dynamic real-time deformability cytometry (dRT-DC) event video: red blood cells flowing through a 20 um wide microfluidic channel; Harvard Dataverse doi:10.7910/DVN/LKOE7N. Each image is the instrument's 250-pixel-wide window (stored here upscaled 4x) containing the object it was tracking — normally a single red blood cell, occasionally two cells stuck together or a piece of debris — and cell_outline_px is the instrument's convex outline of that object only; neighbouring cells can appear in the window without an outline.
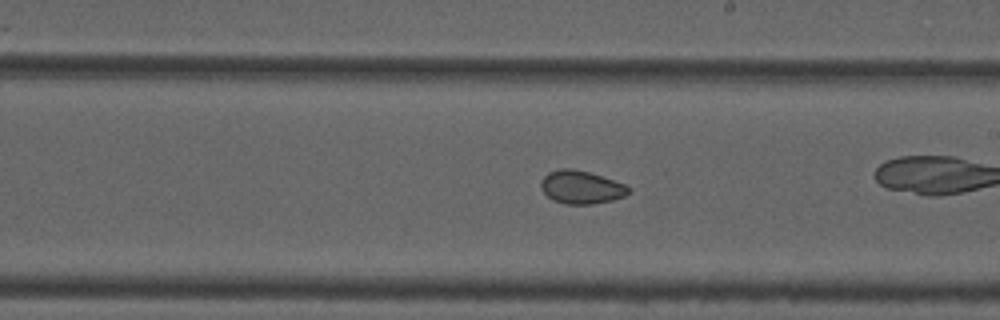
{"species": "common noctule bat (a hibernating species)", "species_latin": "Nyctalus noctula", "temperature_condition": "cold", "stored_images_in_passage": 44, "camera_frame_rate_fps": 3000, "um_per_image_px": 0.085, "animal": {"sex": "male", "forearm_length_mm": 52.5}, "frame": {"image": 1, "passage_image": 32, "time_ms": 10.333, "image_size_px": [1000, 320], "cell_outline_px": [[632, 192], [624, 196], [612, 200], [592, 204], [564, 204], [552, 200], [540, 188], [540, 180], [548, 172], [560, 168], [572, 168], [588, 172], [624, 184], [632, 188]], "centroid_in_image_um": [49.39, 15.91], "position_along_channel_um": 239.6, "area_um2": 16.99}}